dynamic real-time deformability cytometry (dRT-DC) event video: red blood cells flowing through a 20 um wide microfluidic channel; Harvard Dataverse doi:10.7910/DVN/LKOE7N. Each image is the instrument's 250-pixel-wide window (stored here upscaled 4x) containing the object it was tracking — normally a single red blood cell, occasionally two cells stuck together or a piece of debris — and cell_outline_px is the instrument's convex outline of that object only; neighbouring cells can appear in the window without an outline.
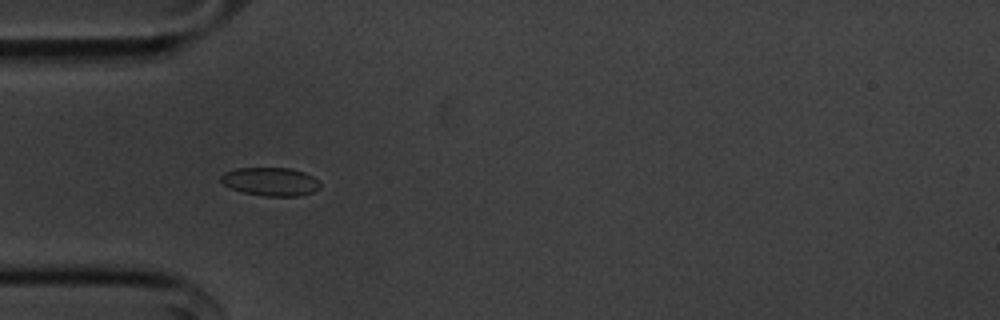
{"species": "common noctule bat (a hibernating species)", "species_latin": "Nyctalus noctula", "temperature_condition": "cold", "stored_images_in_passage": 22, "camera_frame_rate_fps": 3000, "um_per_image_px": 0.085, "animal": {"sex": "male", "body_mass_g": 20.1, "forearm_length_mm": 53.5}, "frame": {"image": 1, "passage_image": 4, "time_ms": 1.0, "image_size_px": [1000, 320], "cell_outline_px": [[320, 188], [312, 192], [296, 196], [264, 196], [244, 192], [232, 188], [224, 184], [220, 180], [220, 176], [224, 172], [236, 168], [292, 168], [304, 172], [312, 176], [320, 184]], "centroid_in_image_um": [22.99, 15.43], "position_along_channel_um": 62.0, "area_um2": 16.3}}
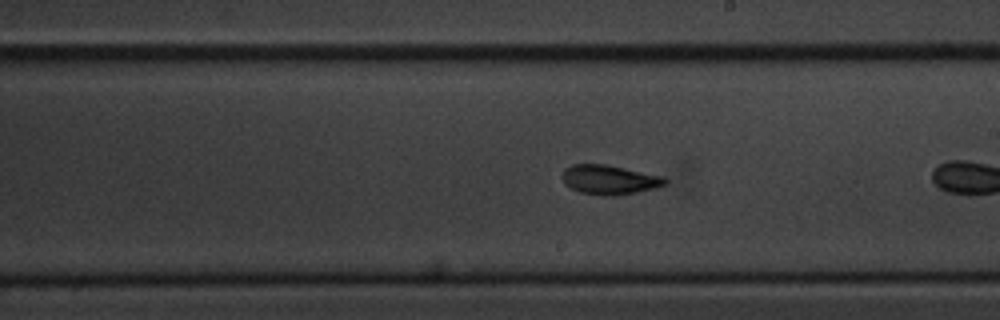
{"frame": {"image": 2, "passage_image": 16, "time_ms": 5.0, "image_size_px": [1000, 320], "cell_outline_px": [[668, 184], [656, 188], [616, 196], [600, 196], [580, 192], [564, 184], [560, 176], [564, 168], [572, 164], [604, 164], [664, 176], [668, 180]], "centroid_in_image_um": [51.79, 15.28], "position_along_channel_um": 237.2, "area_um2": 17.92}}